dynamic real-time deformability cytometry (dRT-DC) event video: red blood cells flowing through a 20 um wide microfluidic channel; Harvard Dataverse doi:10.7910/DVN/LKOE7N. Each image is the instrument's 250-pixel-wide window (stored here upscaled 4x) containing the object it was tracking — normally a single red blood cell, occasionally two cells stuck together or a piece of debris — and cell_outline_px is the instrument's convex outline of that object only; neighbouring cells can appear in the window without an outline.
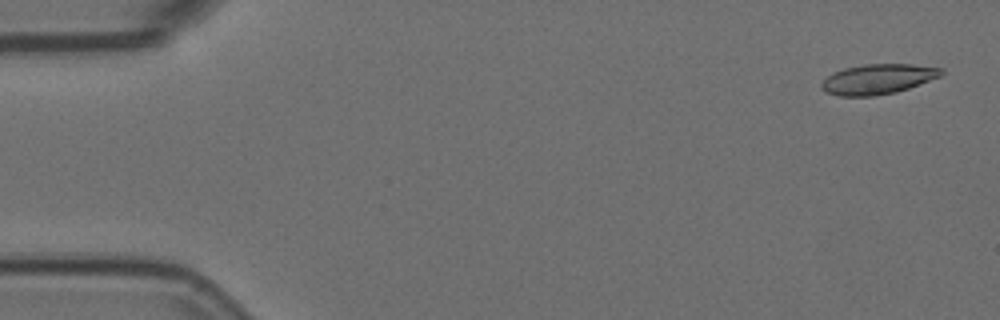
{"species": "Egyptian fruit bat (a non-hibernating species)", "species_latin": "Rousettus aegyptiacus", "temperature_condition": "room temperature", "stored_images_in_passage": 5, "camera_frame_rate_fps": 3000, "um_per_image_px": 0.085, "animal": {"sex": "female"}, "frame": {"image": 1, "passage_image": 1, "time_ms": 0.0, "image_size_px": [1000, 320], "cell_outline_px": [[944, 72], [940, 76], [908, 88], [896, 92], [872, 96], [840, 96], [824, 92], [820, 88], [820, 84], [832, 72], [844, 68], [864, 64], [912, 64], [944, 68]], "centroid_in_image_um": [74.59, 6.72], "position_along_channel_um": 10.4, "area_um2": 21.04}}
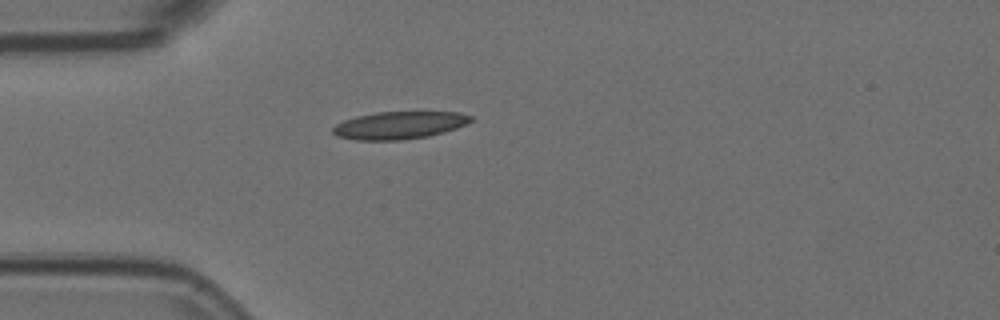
{"frame": {"image": 2, "passage_image": 4, "time_ms": 1.0, "image_size_px": [1000, 320], "cell_outline_px": [[472, 120], [456, 128], [444, 132], [428, 136], [400, 140], [356, 140], [336, 136], [332, 132], [332, 128], [336, 124], [344, 120], [356, 116], [376, 112], [460, 112], [472, 116]], "centroid_in_image_um": [33.9, 10.64], "position_along_channel_um": 51.1, "area_um2": 22.08}}